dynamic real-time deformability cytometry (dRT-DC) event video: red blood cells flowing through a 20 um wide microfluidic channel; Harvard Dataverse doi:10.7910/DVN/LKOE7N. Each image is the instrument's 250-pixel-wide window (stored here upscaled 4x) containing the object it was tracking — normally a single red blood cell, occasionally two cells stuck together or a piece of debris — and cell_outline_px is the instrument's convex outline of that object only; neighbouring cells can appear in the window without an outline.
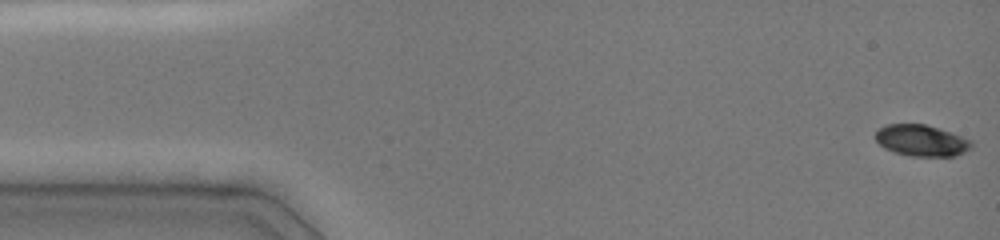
{"species": "common noctule bat (a hibernating species)", "species_latin": "Nyctalus noctula", "temperature_condition": "cold", "stored_images_in_passage": 47, "camera_frame_rate_fps": 3000, "um_per_image_px": 0.085, "animal": {"sex": "female", "body_mass_g": 19.0, "forearm_length_mm": 51.5}, "frame": {"image": 1, "passage_image": 1, "time_ms": 0.0, "image_size_px": [1000, 240], "cell_outline_px": [[972, 148], [956, 156], [908, 156], [884, 148], [876, 140], [876, 132], [880, 128], [888, 124], [924, 124], [972, 140]], "centroid_in_image_um": [78.33, 11.96], "position_along_channel_um": 6.7, "area_um2": 17.28}}
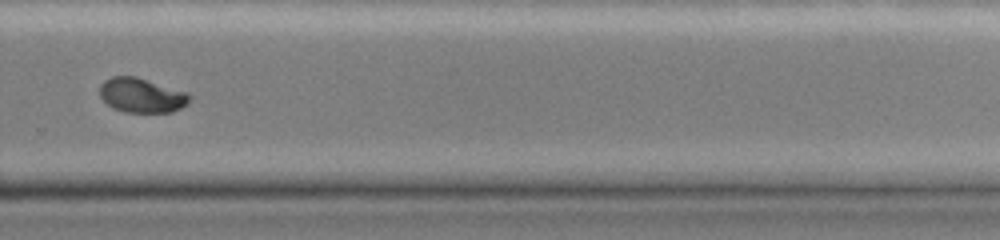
{"frame": {"image": 2, "passage_image": 33, "time_ms": 10.667, "image_size_px": [1000, 240], "cell_outline_px": [[192, 96], [188, 104], [172, 112], [124, 112], [112, 108], [100, 96], [100, 84], [104, 80], [112, 76], [136, 76], [188, 92]], "centroid_in_image_um": [12.06, 8.09], "position_along_channel_um": 317.7, "area_um2": 18.26}}
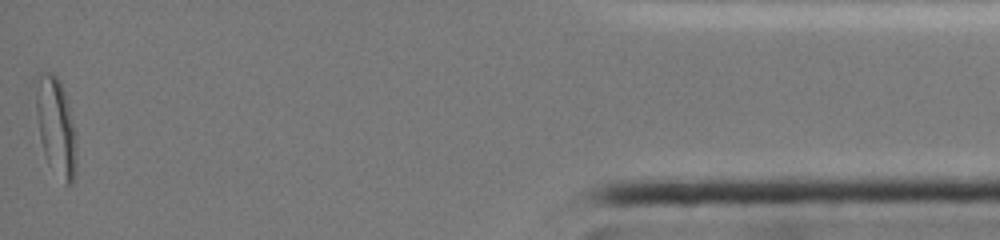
{"frame": {"image": 3, "passage_image": 47, "time_ms": 15.333, "image_size_px": [1000, 240], "cell_outline_px": [[76, 176], [72, 184], [64, 184], [48, 164], [40, 140], [36, 116], [32, 80], [32, 76], [36, 72], [52, 72], [60, 80], [64, 92], [72, 120], [76, 148]], "centroid_in_image_um": [4.68, 10.68], "position_along_channel_um": 430.5, "area_um2": 23.93}, "authors_computed_cell_mechanics": {"area_um2": 19.1896, "velocity_mm_per_s": 4.0558, "shape_relaxation_time_tau1_ms": 3.5686, "shape_relaxation_time_tau2_ms": 3.9975, "deformation_change_tau1": 0.1496, "deformation_change_tau2": 0.0349}}